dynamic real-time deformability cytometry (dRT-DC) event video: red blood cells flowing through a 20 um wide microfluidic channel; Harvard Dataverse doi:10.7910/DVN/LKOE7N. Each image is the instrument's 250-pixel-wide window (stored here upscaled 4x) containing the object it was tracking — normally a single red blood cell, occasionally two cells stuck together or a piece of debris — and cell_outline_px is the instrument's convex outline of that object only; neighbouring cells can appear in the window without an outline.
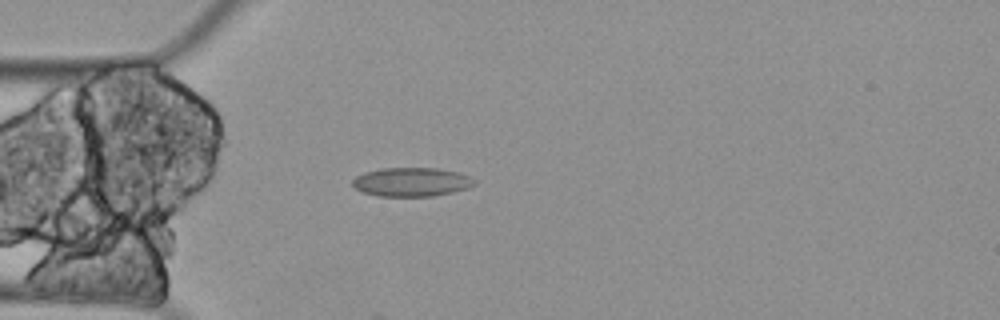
{"species": "Egyptian fruit bat (a non-hibernating species)", "species_latin": "Rousettus aegyptiacus", "temperature_condition": "cold", "stored_images_in_passage": 5, "camera_frame_rate_fps": 3000, "um_per_image_px": 0.085, "animal": {"sex": "female"}, "frame": {"image": 1, "passage_image": 5, "time_ms": 1.333, "image_size_px": [1000, 320], "cell_outline_px": [[476, 184], [468, 188], [452, 192], [432, 196], [376, 196], [364, 192], [356, 188], [352, 184], [352, 180], [356, 176], [364, 172], [380, 168], [440, 168], [460, 172], [476, 180]], "centroid_in_image_um": [35.0, 15.46], "position_along_channel_um": 50.0, "area_um2": 20.63}}